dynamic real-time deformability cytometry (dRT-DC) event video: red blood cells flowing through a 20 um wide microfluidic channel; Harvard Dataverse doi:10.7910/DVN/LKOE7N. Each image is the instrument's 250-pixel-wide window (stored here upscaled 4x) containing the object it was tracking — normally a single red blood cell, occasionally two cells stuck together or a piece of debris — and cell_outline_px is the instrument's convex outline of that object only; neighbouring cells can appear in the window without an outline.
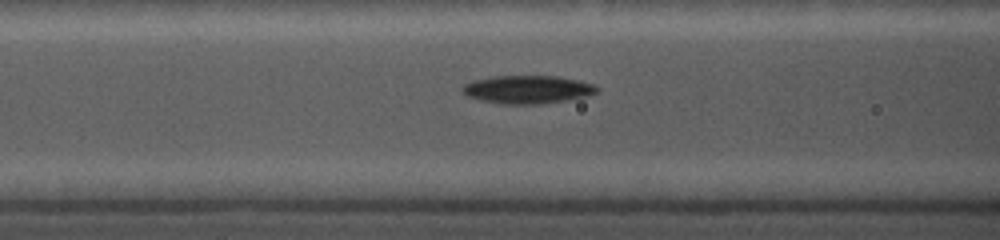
{"species": "common noctule bat (a hibernating species)", "species_latin": "Nyctalus noctula", "temperature_condition": "cold", "stored_images_in_passage": 6, "camera_frame_rate_fps": 5000, "um_per_image_px": 0.085, "animal": {"sex": "female", "body_mass_g": 19.0, "forearm_length_mm": 56.7}, "frame": {"image": 1, "passage_image": 5, "time_ms": 2.8, "image_size_px": [1000, 240], "cell_outline_px": [[600, 88], [596, 92], [584, 96], [564, 100], [540, 104], [500, 104], [480, 100], [468, 96], [460, 88], [464, 84], [472, 80], [492, 76], [556, 76], [576, 80], [592, 84]], "centroid_in_image_um": [44.77, 7.6], "position_along_channel_um": 121.8, "area_um2": 21.85}}